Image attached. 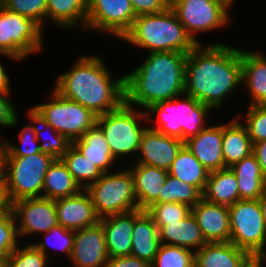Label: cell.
Wrapping results in <instances>:
<instances>
[{
    "label": "cell",
    "mask_w": 266,
    "mask_h": 267,
    "mask_svg": "<svg viewBox=\"0 0 266 267\" xmlns=\"http://www.w3.org/2000/svg\"><path fill=\"white\" fill-rule=\"evenodd\" d=\"M71 144L103 173L110 172V166L116 159L113 157L103 131L96 124Z\"/></svg>",
    "instance_id": "obj_26"
},
{
    "label": "cell",
    "mask_w": 266,
    "mask_h": 267,
    "mask_svg": "<svg viewBox=\"0 0 266 267\" xmlns=\"http://www.w3.org/2000/svg\"><path fill=\"white\" fill-rule=\"evenodd\" d=\"M47 241L42 243H33V245L45 256L48 257L47 248L52 246L55 249L63 251L67 258H70L72 248L74 245V234L75 231L65 229L61 225L54 226L51 230L44 233ZM57 243V244H56ZM51 244V245H50ZM51 248V247H50Z\"/></svg>",
    "instance_id": "obj_39"
},
{
    "label": "cell",
    "mask_w": 266,
    "mask_h": 267,
    "mask_svg": "<svg viewBox=\"0 0 266 267\" xmlns=\"http://www.w3.org/2000/svg\"><path fill=\"white\" fill-rule=\"evenodd\" d=\"M105 66L99 55L81 56L71 70L56 79L54 90L97 117L115 110L125 101L124 76L113 80Z\"/></svg>",
    "instance_id": "obj_2"
},
{
    "label": "cell",
    "mask_w": 266,
    "mask_h": 267,
    "mask_svg": "<svg viewBox=\"0 0 266 267\" xmlns=\"http://www.w3.org/2000/svg\"><path fill=\"white\" fill-rule=\"evenodd\" d=\"M103 226L96 225L76 230L70 261L76 267H104L108 260Z\"/></svg>",
    "instance_id": "obj_15"
},
{
    "label": "cell",
    "mask_w": 266,
    "mask_h": 267,
    "mask_svg": "<svg viewBox=\"0 0 266 267\" xmlns=\"http://www.w3.org/2000/svg\"><path fill=\"white\" fill-rule=\"evenodd\" d=\"M129 169L134 179V192L138 208L146 211L153 204L158 203L168 171L144 164H136L134 168Z\"/></svg>",
    "instance_id": "obj_22"
},
{
    "label": "cell",
    "mask_w": 266,
    "mask_h": 267,
    "mask_svg": "<svg viewBox=\"0 0 266 267\" xmlns=\"http://www.w3.org/2000/svg\"><path fill=\"white\" fill-rule=\"evenodd\" d=\"M42 26L0 4V53L17 61L41 51Z\"/></svg>",
    "instance_id": "obj_10"
},
{
    "label": "cell",
    "mask_w": 266,
    "mask_h": 267,
    "mask_svg": "<svg viewBox=\"0 0 266 267\" xmlns=\"http://www.w3.org/2000/svg\"><path fill=\"white\" fill-rule=\"evenodd\" d=\"M264 262L266 264V247L255 258V267H263Z\"/></svg>",
    "instance_id": "obj_50"
},
{
    "label": "cell",
    "mask_w": 266,
    "mask_h": 267,
    "mask_svg": "<svg viewBox=\"0 0 266 267\" xmlns=\"http://www.w3.org/2000/svg\"><path fill=\"white\" fill-rule=\"evenodd\" d=\"M146 212L155 225H167L185 219L191 213V207L182 203L165 202L153 204Z\"/></svg>",
    "instance_id": "obj_38"
},
{
    "label": "cell",
    "mask_w": 266,
    "mask_h": 267,
    "mask_svg": "<svg viewBox=\"0 0 266 267\" xmlns=\"http://www.w3.org/2000/svg\"><path fill=\"white\" fill-rule=\"evenodd\" d=\"M219 1H221V2L224 3L228 8L231 9V5L233 4V2H234L235 0H219Z\"/></svg>",
    "instance_id": "obj_54"
},
{
    "label": "cell",
    "mask_w": 266,
    "mask_h": 267,
    "mask_svg": "<svg viewBox=\"0 0 266 267\" xmlns=\"http://www.w3.org/2000/svg\"><path fill=\"white\" fill-rule=\"evenodd\" d=\"M181 0H164L165 4L168 8H172L176 3L180 2Z\"/></svg>",
    "instance_id": "obj_53"
},
{
    "label": "cell",
    "mask_w": 266,
    "mask_h": 267,
    "mask_svg": "<svg viewBox=\"0 0 266 267\" xmlns=\"http://www.w3.org/2000/svg\"><path fill=\"white\" fill-rule=\"evenodd\" d=\"M11 208L18 225L19 238L36 232L46 233L58 225L55 203L49 198H23L12 202Z\"/></svg>",
    "instance_id": "obj_14"
},
{
    "label": "cell",
    "mask_w": 266,
    "mask_h": 267,
    "mask_svg": "<svg viewBox=\"0 0 266 267\" xmlns=\"http://www.w3.org/2000/svg\"><path fill=\"white\" fill-rule=\"evenodd\" d=\"M137 209L124 214L110 215L100 219L109 258L131 255L132 233L135 220L143 213Z\"/></svg>",
    "instance_id": "obj_18"
},
{
    "label": "cell",
    "mask_w": 266,
    "mask_h": 267,
    "mask_svg": "<svg viewBox=\"0 0 266 267\" xmlns=\"http://www.w3.org/2000/svg\"><path fill=\"white\" fill-rule=\"evenodd\" d=\"M171 9L197 44H201L195 37L197 32L211 31L230 22L229 8L219 0H181Z\"/></svg>",
    "instance_id": "obj_12"
},
{
    "label": "cell",
    "mask_w": 266,
    "mask_h": 267,
    "mask_svg": "<svg viewBox=\"0 0 266 267\" xmlns=\"http://www.w3.org/2000/svg\"><path fill=\"white\" fill-rule=\"evenodd\" d=\"M104 267H151V264L129 255L125 257L108 258Z\"/></svg>",
    "instance_id": "obj_46"
},
{
    "label": "cell",
    "mask_w": 266,
    "mask_h": 267,
    "mask_svg": "<svg viewBox=\"0 0 266 267\" xmlns=\"http://www.w3.org/2000/svg\"><path fill=\"white\" fill-rule=\"evenodd\" d=\"M242 82L251 94L248 106L266 105V57L241 49Z\"/></svg>",
    "instance_id": "obj_23"
},
{
    "label": "cell",
    "mask_w": 266,
    "mask_h": 267,
    "mask_svg": "<svg viewBox=\"0 0 266 267\" xmlns=\"http://www.w3.org/2000/svg\"><path fill=\"white\" fill-rule=\"evenodd\" d=\"M51 101L30 109L55 131L74 141L96 124L97 116L83 105L67 99L53 90Z\"/></svg>",
    "instance_id": "obj_9"
},
{
    "label": "cell",
    "mask_w": 266,
    "mask_h": 267,
    "mask_svg": "<svg viewBox=\"0 0 266 267\" xmlns=\"http://www.w3.org/2000/svg\"><path fill=\"white\" fill-rule=\"evenodd\" d=\"M135 18L130 0H88L86 29L110 32L122 39Z\"/></svg>",
    "instance_id": "obj_13"
},
{
    "label": "cell",
    "mask_w": 266,
    "mask_h": 267,
    "mask_svg": "<svg viewBox=\"0 0 266 267\" xmlns=\"http://www.w3.org/2000/svg\"><path fill=\"white\" fill-rule=\"evenodd\" d=\"M145 113L138 112L137 108L135 110L124 101L117 109L97 117L96 125L103 131L115 159L138 153L141 136L146 129L140 126V120H149Z\"/></svg>",
    "instance_id": "obj_7"
},
{
    "label": "cell",
    "mask_w": 266,
    "mask_h": 267,
    "mask_svg": "<svg viewBox=\"0 0 266 267\" xmlns=\"http://www.w3.org/2000/svg\"><path fill=\"white\" fill-rule=\"evenodd\" d=\"M48 257L42 254L33 244L26 247H17L5 259V267H46Z\"/></svg>",
    "instance_id": "obj_42"
},
{
    "label": "cell",
    "mask_w": 266,
    "mask_h": 267,
    "mask_svg": "<svg viewBox=\"0 0 266 267\" xmlns=\"http://www.w3.org/2000/svg\"><path fill=\"white\" fill-rule=\"evenodd\" d=\"M19 234L15 217L10 207L0 214V255L8 258L18 247Z\"/></svg>",
    "instance_id": "obj_41"
},
{
    "label": "cell",
    "mask_w": 266,
    "mask_h": 267,
    "mask_svg": "<svg viewBox=\"0 0 266 267\" xmlns=\"http://www.w3.org/2000/svg\"><path fill=\"white\" fill-rule=\"evenodd\" d=\"M54 160L42 151L24 157L4 156L3 183L10 203L42 197L44 178Z\"/></svg>",
    "instance_id": "obj_6"
},
{
    "label": "cell",
    "mask_w": 266,
    "mask_h": 267,
    "mask_svg": "<svg viewBox=\"0 0 266 267\" xmlns=\"http://www.w3.org/2000/svg\"><path fill=\"white\" fill-rule=\"evenodd\" d=\"M3 175H4V151H3V146L0 143V186H4Z\"/></svg>",
    "instance_id": "obj_51"
},
{
    "label": "cell",
    "mask_w": 266,
    "mask_h": 267,
    "mask_svg": "<svg viewBox=\"0 0 266 267\" xmlns=\"http://www.w3.org/2000/svg\"><path fill=\"white\" fill-rule=\"evenodd\" d=\"M160 245L158 227L144 211L134 223L131 255L152 263Z\"/></svg>",
    "instance_id": "obj_28"
},
{
    "label": "cell",
    "mask_w": 266,
    "mask_h": 267,
    "mask_svg": "<svg viewBox=\"0 0 266 267\" xmlns=\"http://www.w3.org/2000/svg\"><path fill=\"white\" fill-rule=\"evenodd\" d=\"M263 218L266 224V191L262 194V196L258 199Z\"/></svg>",
    "instance_id": "obj_52"
},
{
    "label": "cell",
    "mask_w": 266,
    "mask_h": 267,
    "mask_svg": "<svg viewBox=\"0 0 266 267\" xmlns=\"http://www.w3.org/2000/svg\"><path fill=\"white\" fill-rule=\"evenodd\" d=\"M184 145L181 139L164 135L158 130L146 127L142 133L137 164L151 165L169 170L177 153Z\"/></svg>",
    "instance_id": "obj_16"
},
{
    "label": "cell",
    "mask_w": 266,
    "mask_h": 267,
    "mask_svg": "<svg viewBox=\"0 0 266 267\" xmlns=\"http://www.w3.org/2000/svg\"><path fill=\"white\" fill-rule=\"evenodd\" d=\"M151 267H195V252L160 243Z\"/></svg>",
    "instance_id": "obj_36"
},
{
    "label": "cell",
    "mask_w": 266,
    "mask_h": 267,
    "mask_svg": "<svg viewBox=\"0 0 266 267\" xmlns=\"http://www.w3.org/2000/svg\"><path fill=\"white\" fill-rule=\"evenodd\" d=\"M183 96H185L184 100H177L178 97H175L153 104L146 109V114L147 117L150 113L158 117L154 119L156 120L154 128H150L185 142L207 127L204 118L212 108L192 96L187 94H183Z\"/></svg>",
    "instance_id": "obj_5"
},
{
    "label": "cell",
    "mask_w": 266,
    "mask_h": 267,
    "mask_svg": "<svg viewBox=\"0 0 266 267\" xmlns=\"http://www.w3.org/2000/svg\"><path fill=\"white\" fill-rule=\"evenodd\" d=\"M223 125L207 126L184 144L200 163L211 171L225 169L222 154Z\"/></svg>",
    "instance_id": "obj_20"
},
{
    "label": "cell",
    "mask_w": 266,
    "mask_h": 267,
    "mask_svg": "<svg viewBox=\"0 0 266 267\" xmlns=\"http://www.w3.org/2000/svg\"><path fill=\"white\" fill-rule=\"evenodd\" d=\"M54 203L58 224L65 229L76 231L100 221L85 189L73 196L56 199Z\"/></svg>",
    "instance_id": "obj_17"
},
{
    "label": "cell",
    "mask_w": 266,
    "mask_h": 267,
    "mask_svg": "<svg viewBox=\"0 0 266 267\" xmlns=\"http://www.w3.org/2000/svg\"><path fill=\"white\" fill-rule=\"evenodd\" d=\"M28 117L36 122L39 126H36V138L40 141L43 137V131L46 130L51 131L52 137L47 141H43L40 145V150L48 155H51L55 159H60L66 152L68 147L71 145V141H69L64 135H61L57 131L53 129V127L44 121H42L31 109H28ZM43 129H42V128ZM50 133V132H49ZM44 140V139H43Z\"/></svg>",
    "instance_id": "obj_35"
},
{
    "label": "cell",
    "mask_w": 266,
    "mask_h": 267,
    "mask_svg": "<svg viewBox=\"0 0 266 267\" xmlns=\"http://www.w3.org/2000/svg\"><path fill=\"white\" fill-rule=\"evenodd\" d=\"M81 189L63 161L55 159L46 172L42 197L51 200L66 198L78 194Z\"/></svg>",
    "instance_id": "obj_31"
},
{
    "label": "cell",
    "mask_w": 266,
    "mask_h": 267,
    "mask_svg": "<svg viewBox=\"0 0 266 267\" xmlns=\"http://www.w3.org/2000/svg\"><path fill=\"white\" fill-rule=\"evenodd\" d=\"M122 40L151 52L189 53L197 43L192 40L171 8L136 16Z\"/></svg>",
    "instance_id": "obj_4"
},
{
    "label": "cell",
    "mask_w": 266,
    "mask_h": 267,
    "mask_svg": "<svg viewBox=\"0 0 266 267\" xmlns=\"http://www.w3.org/2000/svg\"><path fill=\"white\" fill-rule=\"evenodd\" d=\"M9 76L5 73L3 65L0 62V93H10Z\"/></svg>",
    "instance_id": "obj_48"
},
{
    "label": "cell",
    "mask_w": 266,
    "mask_h": 267,
    "mask_svg": "<svg viewBox=\"0 0 266 267\" xmlns=\"http://www.w3.org/2000/svg\"><path fill=\"white\" fill-rule=\"evenodd\" d=\"M195 267H255V258L231 242L206 243L195 252Z\"/></svg>",
    "instance_id": "obj_21"
},
{
    "label": "cell",
    "mask_w": 266,
    "mask_h": 267,
    "mask_svg": "<svg viewBox=\"0 0 266 267\" xmlns=\"http://www.w3.org/2000/svg\"><path fill=\"white\" fill-rule=\"evenodd\" d=\"M202 198L203 194L195 186L168 174L160 192L158 203H182L193 208Z\"/></svg>",
    "instance_id": "obj_34"
},
{
    "label": "cell",
    "mask_w": 266,
    "mask_h": 267,
    "mask_svg": "<svg viewBox=\"0 0 266 267\" xmlns=\"http://www.w3.org/2000/svg\"><path fill=\"white\" fill-rule=\"evenodd\" d=\"M234 118L223 125L222 154L225 168L249 156L253 151V144L246 127Z\"/></svg>",
    "instance_id": "obj_27"
},
{
    "label": "cell",
    "mask_w": 266,
    "mask_h": 267,
    "mask_svg": "<svg viewBox=\"0 0 266 267\" xmlns=\"http://www.w3.org/2000/svg\"><path fill=\"white\" fill-rule=\"evenodd\" d=\"M10 93H0V125L13 127L18 123V117L14 104L7 96Z\"/></svg>",
    "instance_id": "obj_44"
},
{
    "label": "cell",
    "mask_w": 266,
    "mask_h": 267,
    "mask_svg": "<svg viewBox=\"0 0 266 267\" xmlns=\"http://www.w3.org/2000/svg\"><path fill=\"white\" fill-rule=\"evenodd\" d=\"M203 198L214 204L230 206L241 200L237 178L230 168L211 171Z\"/></svg>",
    "instance_id": "obj_29"
},
{
    "label": "cell",
    "mask_w": 266,
    "mask_h": 267,
    "mask_svg": "<svg viewBox=\"0 0 266 267\" xmlns=\"http://www.w3.org/2000/svg\"><path fill=\"white\" fill-rule=\"evenodd\" d=\"M11 207L7 192L4 186H0V214L6 212Z\"/></svg>",
    "instance_id": "obj_49"
},
{
    "label": "cell",
    "mask_w": 266,
    "mask_h": 267,
    "mask_svg": "<svg viewBox=\"0 0 266 267\" xmlns=\"http://www.w3.org/2000/svg\"><path fill=\"white\" fill-rule=\"evenodd\" d=\"M252 153L257 158L261 171L266 178V140L254 143Z\"/></svg>",
    "instance_id": "obj_47"
},
{
    "label": "cell",
    "mask_w": 266,
    "mask_h": 267,
    "mask_svg": "<svg viewBox=\"0 0 266 267\" xmlns=\"http://www.w3.org/2000/svg\"><path fill=\"white\" fill-rule=\"evenodd\" d=\"M33 124L31 125H24L23 129L18 134L21 147L19 145L15 146L9 143L6 139L3 137H0V143L3 146L4 156H27L35 153L41 152L40 150V143L36 138V122L30 119Z\"/></svg>",
    "instance_id": "obj_37"
},
{
    "label": "cell",
    "mask_w": 266,
    "mask_h": 267,
    "mask_svg": "<svg viewBox=\"0 0 266 267\" xmlns=\"http://www.w3.org/2000/svg\"><path fill=\"white\" fill-rule=\"evenodd\" d=\"M0 267H5V258L0 255Z\"/></svg>",
    "instance_id": "obj_55"
},
{
    "label": "cell",
    "mask_w": 266,
    "mask_h": 267,
    "mask_svg": "<svg viewBox=\"0 0 266 267\" xmlns=\"http://www.w3.org/2000/svg\"><path fill=\"white\" fill-rule=\"evenodd\" d=\"M156 226L162 244L179 246L194 252L206 244L197 220L192 213L179 222Z\"/></svg>",
    "instance_id": "obj_24"
},
{
    "label": "cell",
    "mask_w": 266,
    "mask_h": 267,
    "mask_svg": "<svg viewBox=\"0 0 266 267\" xmlns=\"http://www.w3.org/2000/svg\"><path fill=\"white\" fill-rule=\"evenodd\" d=\"M228 208L230 242L256 258L266 244V224L258 199H241Z\"/></svg>",
    "instance_id": "obj_11"
},
{
    "label": "cell",
    "mask_w": 266,
    "mask_h": 267,
    "mask_svg": "<svg viewBox=\"0 0 266 267\" xmlns=\"http://www.w3.org/2000/svg\"><path fill=\"white\" fill-rule=\"evenodd\" d=\"M243 124L252 144L266 140V105L248 106Z\"/></svg>",
    "instance_id": "obj_43"
},
{
    "label": "cell",
    "mask_w": 266,
    "mask_h": 267,
    "mask_svg": "<svg viewBox=\"0 0 266 267\" xmlns=\"http://www.w3.org/2000/svg\"><path fill=\"white\" fill-rule=\"evenodd\" d=\"M191 213L197 220L206 243L230 242L228 206L210 203L202 198L191 208Z\"/></svg>",
    "instance_id": "obj_19"
},
{
    "label": "cell",
    "mask_w": 266,
    "mask_h": 267,
    "mask_svg": "<svg viewBox=\"0 0 266 267\" xmlns=\"http://www.w3.org/2000/svg\"><path fill=\"white\" fill-rule=\"evenodd\" d=\"M188 53L149 52L146 60L124 75L125 102L145 109L184 94Z\"/></svg>",
    "instance_id": "obj_3"
},
{
    "label": "cell",
    "mask_w": 266,
    "mask_h": 267,
    "mask_svg": "<svg viewBox=\"0 0 266 267\" xmlns=\"http://www.w3.org/2000/svg\"><path fill=\"white\" fill-rule=\"evenodd\" d=\"M237 178L240 199H259L266 191V178L253 153L230 167Z\"/></svg>",
    "instance_id": "obj_25"
},
{
    "label": "cell",
    "mask_w": 266,
    "mask_h": 267,
    "mask_svg": "<svg viewBox=\"0 0 266 267\" xmlns=\"http://www.w3.org/2000/svg\"><path fill=\"white\" fill-rule=\"evenodd\" d=\"M60 159L82 189H86L90 184L96 182L103 174L95 164L84 157L72 144Z\"/></svg>",
    "instance_id": "obj_33"
},
{
    "label": "cell",
    "mask_w": 266,
    "mask_h": 267,
    "mask_svg": "<svg viewBox=\"0 0 266 267\" xmlns=\"http://www.w3.org/2000/svg\"><path fill=\"white\" fill-rule=\"evenodd\" d=\"M0 4L11 12L34 19L41 26L47 18V0H2Z\"/></svg>",
    "instance_id": "obj_40"
},
{
    "label": "cell",
    "mask_w": 266,
    "mask_h": 267,
    "mask_svg": "<svg viewBox=\"0 0 266 267\" xmlns=\"http://www.w3.org/2000/svg\"><path fill=\"white\" fill-rule=\"evenodd\" d=\"M109 173H103L96 182L85 189L100 219L139 209L130 169Z\"/></svg>",
    "instance_id": "obj_8"
},
{
    "label": "cell",
    "mask_w": 266,
    "mask_h": 267,
    "mask_svg": "<svg viewBox=\"0 0 266 267\" xmlns=\"http://www.w3.org/2000/svg\"><path fill=\"white\" fill-rule=\"evenodd\" d=\"M88 0H47V19L58 27L77 26L86 28Z\"/></svg>",
    "instance_id": "obj_32"
},
{
    "label": "cell",
    "mask_w": 266,
    "mask_h": 267,
    "mask_svg": "<svg viewBox=\"0 0 266 267\" xmlns=\"http://www.w3.org/2000/svg\"><path fill=\"white\" fill-rule=\"evenodd\" d=\"M135 16L156 14L168 9L164 0H130Z\"/></svg>",
    "instance_id": "obj_45"
},
{
    "label": "cell",
    "mask_w": 266,
    "mask_h": 267,
    "mask_svg": "<svg viewBox=\"0 0 266 267\" xmlns=\"http://www.w3.org/2000/svg\"><path fill=\"white\" fill-rule=\"evenodd\" d=\"M242 84L241 49L197 44L187 55L184 94L214 109ZM238 86V87H237Z\"/></svg>",
    "instance_id": "obj_1"
},
{
    "label": "cell",
    "mask_w": 266,
    "mask_h": 267,
    "mask_svg": "<svg viewBox=\"0 0 266 267\" xmlns=\"http://www.w3.org/2000/svg\"><path fill=\"white\" fill-rule=\"evenodd\" d=\"M210 171L184 144L171 164L168 174L195 186L202 194L205 190Z\"/></svg>",
    "instance_id": "obj_30"
}]
</instances>
